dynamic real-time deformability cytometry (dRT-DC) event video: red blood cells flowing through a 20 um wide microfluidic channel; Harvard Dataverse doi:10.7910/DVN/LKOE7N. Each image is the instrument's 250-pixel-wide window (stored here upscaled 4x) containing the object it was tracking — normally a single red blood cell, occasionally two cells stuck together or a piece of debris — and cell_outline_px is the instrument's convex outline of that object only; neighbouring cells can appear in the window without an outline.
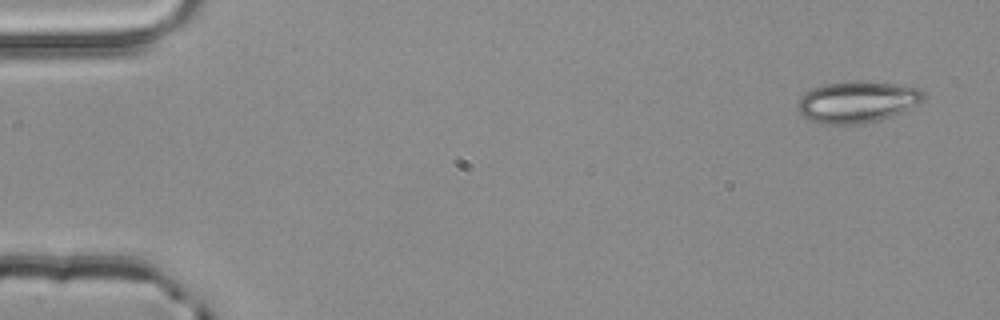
{"species": "common noctule bat (a hibernating species)", "species_latin": "Nyctalus noctula", "temperature_condition": "room temperature", "stored_images_in_passage": 3, "camera_frame_rate_fps": 3000, "um_per_image_px": 0.085, "animal": {"sex": "male", "body_mass_g": 20.4}, "frame": {"image": 1, "passage_image": 1, "time_ms": 0.0, "image_size_px": [1000, 320], "cell_outline_px": [[928, 96], [924, 100], [900, 112], [880, 120], [860, 124], [824, 124], [808, 120], [796, 108], [796, 104], [800, 96], [812, 88], [828, 84], [856, 80], [860, 80], [904, 84], [916, 88], [924, 92]], "centroid_in_image_um": [72.86, 8.65], "position_along_channel_um": 12.1, "area_um2": 30.69}}